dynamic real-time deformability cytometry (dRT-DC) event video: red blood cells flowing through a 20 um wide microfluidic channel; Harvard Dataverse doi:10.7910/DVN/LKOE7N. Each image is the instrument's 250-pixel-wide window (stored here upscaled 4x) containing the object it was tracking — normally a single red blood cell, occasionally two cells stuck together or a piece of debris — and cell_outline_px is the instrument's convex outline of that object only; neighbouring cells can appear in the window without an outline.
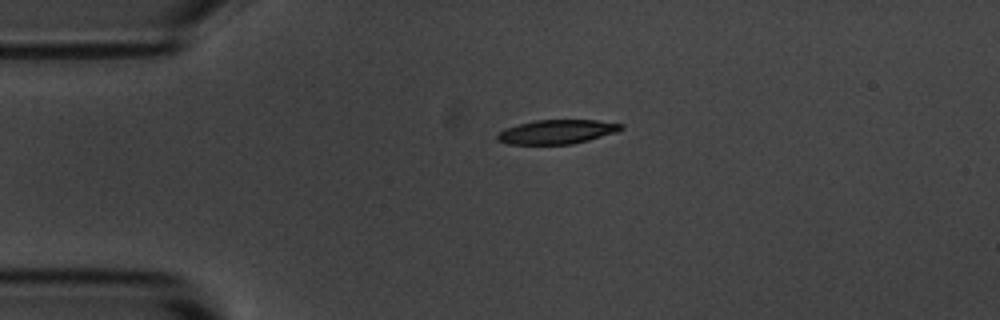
{"species": "common noctule bat (a hibernating species)", "species_latin": "Nyctalus noctula", "temperature_condition": "room temperature", "stored_images_in_passage": 2, "camera_frame_rate_fps": 3000, "um_per_image_px": 0.085, "animal": {"sex": "male", "body_mass_g": 20.1, "forearm_length_mm": 53.5}, "frame": {"image": 1, "passage_image": 2, "time_ms": 1.333, "image_size_px": [1000, 320], "cell_outline_px": [[624, 128], [616, 132], [588, 140], [572, 144], [508, 144], [496, 140], [496, 136], [504, 128], [536, 120], [596, 120], [624, 124]], "centroid_in_image_um": [47.34, 11.2], "position_along_channel_um": 37.7, "area_um2": 17.34}}